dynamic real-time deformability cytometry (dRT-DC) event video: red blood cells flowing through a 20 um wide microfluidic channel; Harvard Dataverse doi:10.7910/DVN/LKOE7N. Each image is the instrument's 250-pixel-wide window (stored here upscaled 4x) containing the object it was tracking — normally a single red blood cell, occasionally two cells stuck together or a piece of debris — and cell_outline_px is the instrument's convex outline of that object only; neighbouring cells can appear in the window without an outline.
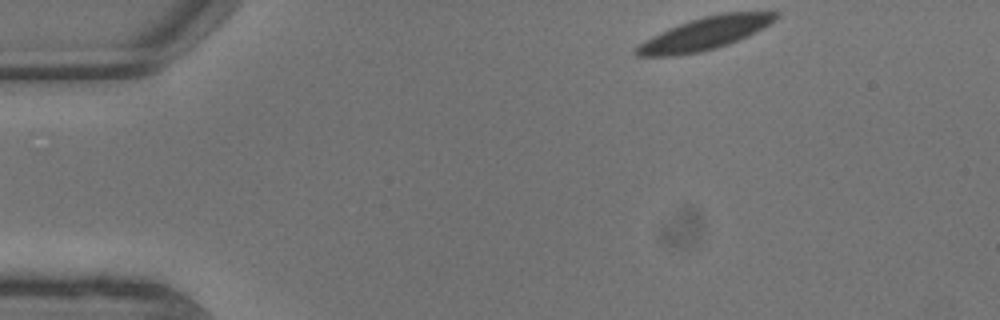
{"species": "common noctule bat (a hibernating species)", "species_latin": "Nyctalus noctula", "temperature_condition": "warm", "stored_images_in_passage": 8, "camera_frame_rate_fps": 3000, "um_per_image_px": 0.085, "animal": {"sex": "male", "body_mass_g": 13.3}, "frame": {"image": 1, "passage_image": 1, "time_ms": 0.0, "image_size_px": [1000, 320], "cell_outline_px": [[780, 16], [776, 20], [728, 44], [716, 48], [700, 52], [672, 56], [636, 56], [636, 48], [640, 44], [652, 36], [680, 24], [704, 16], [724, 12], [780, 12]], "centroid_in_image_um": [59.92, 2.84], "position_along_channel_um": 25.1, "area_um2": 25.66}}
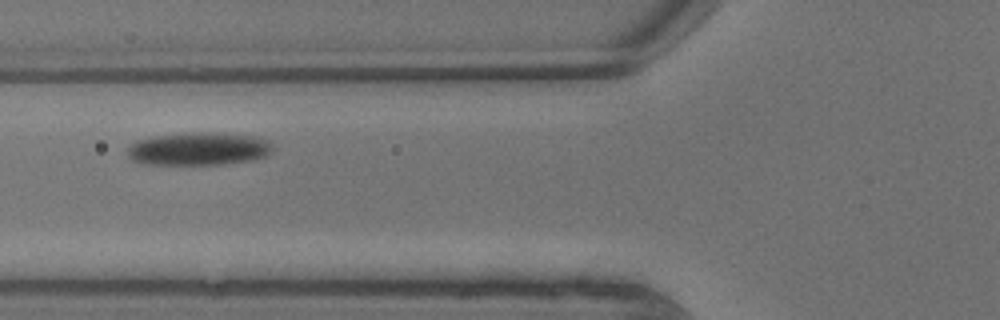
{"frame": {"image": 2, "passage_image": 6, "time_ms": 1.667, "image_size_px": [1000, 320], "cell_outline_px": [[272, 148], [268, 156], [252, 160], [224, 164], [148, 164], [132, 160], [128, 156], [128, 148], [136, 140], [156, 136], [184, 132], [208, 132], [256, 136], [268, 140], [272, 144]], "centroid_in_image_um": [16.91, 12.64], "position_along_channel_um": 108.9, "area_um2": 27.98}}
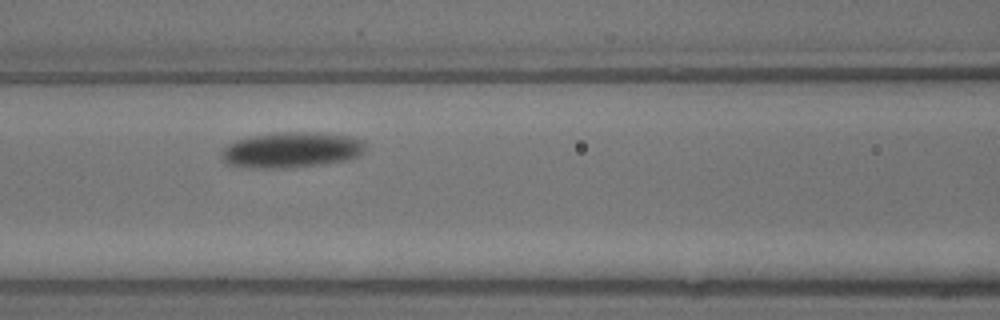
{"frame": {"image": 3, "passage_image": 7, "time_ms": 2.0, "image_size_px": [1000, 320], "cell_outline_px": [[368, 144], [360, 156], [344, 160], [324, 164], [284, 168], [252, 168], [228, 164], [224, 160], [224, 148], [228, 144], [236, 140], [252, 136], [276, 132], [316, 132], [348, 136], [364, 140]], "centroid_in_image_um": [24.84, 12.74], "position_along_channel_um": 141.8, "area_um2": 29.82}}